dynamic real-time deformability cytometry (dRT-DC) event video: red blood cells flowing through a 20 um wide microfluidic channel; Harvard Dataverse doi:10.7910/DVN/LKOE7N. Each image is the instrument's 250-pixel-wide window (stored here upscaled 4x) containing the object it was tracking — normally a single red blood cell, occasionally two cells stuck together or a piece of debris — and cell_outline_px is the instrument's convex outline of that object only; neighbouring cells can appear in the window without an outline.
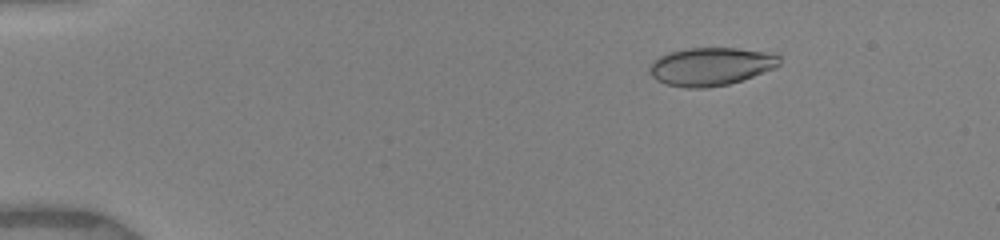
{"species": "human", "species_latin": "Homo sapiens", "temperature_condition": "warm", "stored_images_in_passage": 18, "camera_frame_rate_fps": 3000, "um_per_image_px": 0.085, "donor": {"sex": "female"}, "frame": {"image": 1, "passage_image": 3, "time_ms": 2.0, "image_size_px": [1000, 240], "cell_outline_px": [[780, 64], [776, 68], [728, 84], [704, 88], [688, 88], [664, 84], [656, 80], [648, 72], [648, 64], [652, 60], [668, 52], [688, 48], [736, 48], [776, 52], [780, 56]], "centroid_in_image_um": [60.41, 5.64], "position_along_channel_um": 24.6, "area_um2": 29.25}}
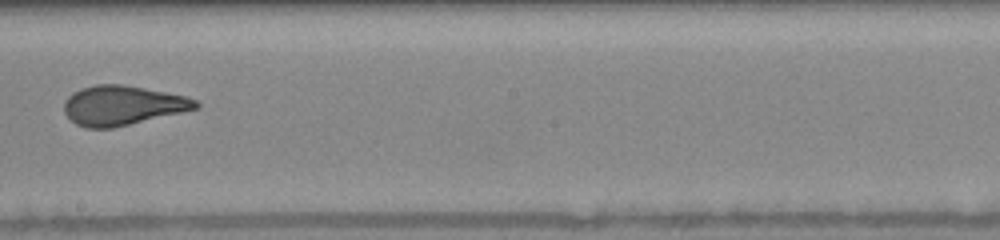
{"frame": {"image": 2, "passage_image": 11, "time_ms": 9.667, "image_size_px": [1000, 240], "cell_outline_px": [[200, 108], [112, 128], [88, 128], [76, 124], [64, 112], [64, 104], [68, 96], [72, 92], [80, 88], [96, 84], [120, 84], [144, 88], [188, 96], [196, 100], [200, 104]], "centroid_in_image_um": [10.42, 8.95], "position_along_channel_um": 237.8, "area_um2": 30.29}}
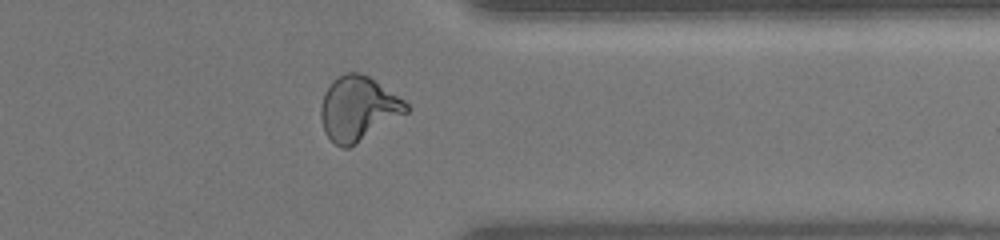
{"frame": {"image": 3, "passage_image": 15, "time_ms": 13.333, "image_size_px": [1000, 240], "cell_outline_px": [[408, 112], [356, 144], [348, 148], [340, 148], [324, 132], [320, 116], [320, 104], [324, 92], [332, 80], [344, 72], [360, 72], [368, 76], [404, 100], [408, 104]], "centroid_in_image_um": [30.41, 9.22], "position_along_channel_um": 381.0, "area_um2": 32.02}, "authors_computed_cell_mechanics": {"area_um2": 30.2872, "velocity_mm_per_s": 3.9882, "shape_relaxation_time_tau1_ms": 6.6652, "shape_relaxation_time_tau2_ms": 0.9135, "deformation_change_tau1": 0.2281, "deformation_change_tau2": 0.0712}}